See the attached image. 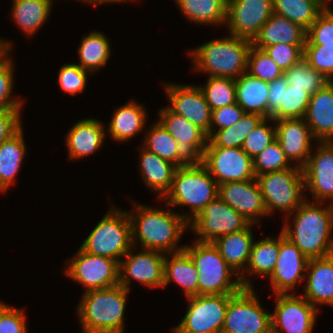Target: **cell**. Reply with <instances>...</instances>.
I'll list each match as a JSON object with an SVG mask.
<instances>
[{
	"label": "cell",
	"instance_id": "2e32d148",
	"mask_svg": "<svg viewBox=\"0 0 333 333\" xmlns=\"http://www.w3.org/2000/svg\"><path fill=\"white\" fill-rule=\"evenodd\" d=\"M134 248L119 262V285L130 291L134 279L149 288L163 287L165 254L149 249L133 254Z\"/></svg>",
	"mask_w": 333,
	"mask_h": 333
},
{
	"label": "cell",
	"instance_id": "60d3db41",
	"mask_svg": "<svg viewBox=\"0 0 333 333\" xmlns=\"http://www.w3.org/2000/svg\"><path fill=\"white\" fill-rule=\"evenodd\" d=\"M144 148L177 166V141L157 121L144 139Z\"/></svg>",
	"mask_w": 333,
	"mask_h": 333
},
{
	"label": "cell",
	"instance_id": "f907efd6",
	"mask_svg": "<svg viewBox=\"0 0 333 333\" xmlns=\"http://www.w3.org/2000/svg\"><path fill=\"white\" fill-rule=\"evenodd\" d=\"M304 47L305 45L277 43L266 46L263 50L285 72L292 65L303 59Z\"/></svg>",
	"mask_w": 333,
	"mask_h": 333
},
{
	"label": "cell",
	"instance_id": "d590c367",
	"mask_svg": "<svg viewBox=\"0 0 333 333\" xmlns=\"http://www.w3.org/2000/svg\"><path fill=\"white\" fill-rule=\"evenodd\" d=\"M108 40L107 36L100 31H93L88 36L85 35L78 48L80 60L78 65L89 73L105 66L111 55Z\"/></svg>",
	"mask_w": 333,
	"mask_h": 333
},
{
	"label": "cell",
	"instance_id": "f546056e",
	"mask_svg": "<svg viewBox=\"0 0 333 333\" xmlns=\"http://www.w3.org/2000/svg\"><path fill=\"white\" fill-rule=\"evenodd\" d=\"M146 109L135 100L118 107L109 122L108 131L117 142H127L146 126Z\"/></svg>",
	"mask_w": 333,
	"mask_h": 333
},
{
	"label": "cell",
	"instance_id": "6f0895ef",
	"mask_svg": "<svg viewBox=\"0 0 333 333\" xmlns=\"http://www.w3.org/2000/svg\"><path fill=\"white\" fill-rule=\"evenodd\" d=\"M10 42L6 41L5 39L0 38V58L6 54L8 51H11Z\"/></svg>",
	"mask_w": 333,
	"mask_h": 333
},
{
	"label": "cell",
	"instance_id": "484cf974",
	"mask_svg": "<svg viewBox=\"0 0 333 333\" xmlns=\"http://www.w3.org/2000/svg\"><path fill=\"white\" fill-rule=\"evenodd\" d=\"M102 123L97 119L88 118L73 125L68 131L65 143L69 160L87 157L101 148L106 139V129Z\"/></svg>",
	"mask_w": 333,
	"mask_h": 333
},
{
	"label": "cell",
	"instance_id": "5b68a950",
	"mask_svg": "<svg viewBox=\"0 0 333 333\" xmlns=\"http://www.w3.org/2000/svg\"><path fill=\"white\" fill-rule=\"evenodd\" d=\"M217 196L218 184L201 163L178 167L170 190L161 200L169 207L188 206L190 214H180L190 222Z\"/></svg>",
	"mask_w": 333,
	"mask_h": 333
},
{
	"label": "cell",
	"instance_id": "7a4b0ae2",
	"mask_svg": "<svg viewBox=\"0 0 333 333\" xmlns=\"http://www.w3.org/2000/svg\"><path fill=\"white\" fill-rule=\"evenodd\" d=\"M319 204L309 203L306 199L294 211V227L285 219L281 230L308 259L333 255V204L326 207H320Z\"/></svg>",
	"mask_w": 333,
	"mask_h": 333
},
{
	"label": "cell",
	"instance_id": "5bb4252c",
	"mask_svg": "<svg viewBox=\"0 0 333 333\" xmlns=\"http://www.w3.org/2000/svg\"><path fill=\"white\" fill-rule=\"evenodd\" d=\"M202 164L218 185L256 179L252 158L242 148L206 147Z\"/></svg>",
	"mask_w": 333,
	"mask_h": 333
},
{
	"label": "cell",
	"instance_id": "7bdbcfd3",
	"mask_svg": "<svg viewBox=\"0 0 333 333\" xmlns=\"http://www.w3.org/2000/svg\"><path fill=\"white\" fill-rule=\"evenodd\" d=\"M255 176L268 172L291 168L292 163L286 158L280 143L275 139L262 152L252 158Z\"/></svg>",
	"mask_w": 333,
	"mask_h": 333
},
{
	"label": "cell",
	"instance_id": "8992f818",
	"mask_svg": "<svg viewBox=\"0 0 333 333\" xmlns=\"http://www.w3.org/2000/svg\"><path fill=\"white\" fill-rule=\"evenodd\" d=\"M184 250L198 271V295L236 294L243 288L239 275L212 242L194 241L193 246L185 245ZM232 276L236 279L233 280Z\"/></svg>",
	"mask_w": 333,
	"mask_h": 333
},
{
	"label": "cell",
	"instance_id": "4fadbf2b",
	"mask_svg": "<svg viewBox=\"0 0 333 333\" xmlns=\"http://www.w3.org/2000/svg\"><path fill=\"white\" fill-rule=\"evenodd\" d=\"M65 275L81 283L86 290L104 289L119 284V262L109 257L82 251L67 261Z\"/></svg>",
	"mask_w": 333,
	"mask_h": 333
},
{
	"label": "cell",
	"instance_id": "44dd1931",
	"mask_svg": "<svg viewBox=\"0 0 333 333\" xmlns=\"http://www.w3.org/2000/svg\"><path fill=\"white\" fill-rule=\"evenodd\" d=\"M218 196L250 224L259 222V216H268L256 179L221 183L218 185Z\"/></svg>",
	"mask_w": 333,
	"mask_h": 333
},
{
	"label": "cell",
	"instance_id": "ac0fdd59",
	"mask_svg": "<svg viewBox=\"0 0 333 333\" xmlns=\"http://www.w3.org/2000/svg\"><path fill=\"white\" fill-rule=\"evenodd\" d=\"M164 87L169 108L202 129L209 138L212 110L199 86L165 83Z\"/></svg>",
	"mask_w": 333,
	"mask_h": 333
},
{
	"label": "cell",
	"instance_id": "f5cc1de1",
	"mask_svg": "<svg viewBox=\"0 0 333 333\" xmlns=\"http://www.w3.org/2000/svg\"><path fill=\"white\" fill-rule=\"evenodd\" d=\"M244 113V110L237 103L212 110L210 136L215 131L214 125L218 127V130L229 128L236 124Z\"/></svg>",
	"mask_w": 333,
	"mask_h": 333
},
{
	"label": "cell",
	"instance_id": "680465c9",
	"mask_svg": "<svg viewBox=\"0 0 333 333\" xmlns=\"http://www.w3.org/2000/svg\"><path fill=\"white\" fill-rule=\"evenodd\" d=\"M329 0H318V2L324 7V8H330L331 6H328Z\"/></svg>",
	"mask_w": 333,
	"mask_h": 333
},
{
	"label": "cell",
	"instance_id": "cb8c5ba5",
	"mask_svg": "<svg viewBox=\"0 0 333 333\" xmlns=\"http://www.w3.org/2000/svg\"><path fill=\"white\" fill-rule=\"evenodd\" d=\"M304 119L315 141H333V81L311 95Z\"/></svg>",
	"mask_w": 333,
	"mask_h": 333
},
{
	"label": "cell",
	"instance_id": "83f0119b",
	"mask_svg": "<svg viewBox=\"0 0 333 333\" xmlns=\"http://www.w3.org/2000/svg\"><path fill=\"white\" fill-rule=\"evenodd\" d=\"M139 169L144 183L162 199L170 190L177 166L141 147Z\"/></svg>",
	"mask_w": 333,
	"mask_h": 333
},
{
	"label": "cell",
	"instance_id": "9c48e42d",
	"mask_svg": "<svg viewBox=\"0 0 333 333\" xmlns=\"http://www.w3.org/2000/svg\"><path fill=\"white\" fill-rule=\"evenodd\" d=\"M271 313L259 303L253 288H242L228 302L221 333H268Z\"/></svg>",
	"mask_w": 333,
	"mask_h": 333
},
{
	"label": "cell",
	"instance_id": "816d5d0a",
	"mask_svg": "<svg viewBox=\"0 0 333 333\" xmlns=\"http://www.w3.org/2000/svg\"><path fill=\"white\" fill-rule=\"evenodd\" d=\"M0 333H27L23 309L0 302Z\"/></svg>",
	"mask_w": 333,
	"mask_h": 333
},
{
	"label": "cell",
	"instance_id": "d6986e66",
	"mask_svg": "<svg viewBox=\"0 0 333 333\" xmlns=\"http://www.w3.org/2000/svg\"><path fill=\"white\" fill-rule=\"evenodd\" d=\"M315 154H310L302 168L305 191H310L316 202L331 200L333 204V141L316 142Z\"/></svg>",
	"mask_w": 333,
	"mask_h": 333
},
{
	"label": "cell",
	"instance_id": "ba28073f",
	"mask_svg": "<svg viewBox=\"0 0 333 333\" xmlns=\"http://www.w3.org/2000/svg\"><path fill=\"white\" fill-rule=\"evenodd\" d=\"M268 215L278 209L286 213V219L306 199L303 169L291 168L268 172L256 177ZM305 196V197H304Z\"/></svg>",
	"mask_w": 333,
	"mask_h": 333
},
{
	"label": "cell",
	"instance_id": "7402d4cb",
	"mask_svg": "<svg viewBox=\"0 0 333 333\" xmlns=\"http://www.w3.org/2000/svg\"><path fill=\"white\" fill-rule=\"evenodd\" d=\"M276 139L289 162L303 168L311 154L314 137L304 118L274 120Z\"/></svg>",
	"mask_w": 333,
	"mask_h": 333
},
{
	"label": "cell",
	"instance_id": "8fae6325",
	"mask_svg": "<svg viewBox=\"0 0 333 333\" xmlns=\"http://www.w3.org/2000/svg\"><path fill=\"white\" fill-rule=\"evenodd\" d=\"M158 115H160L158 122L178 143L177 167L201 164L208 143L207 134L169 107L161 108Z\"/></svg>",
	"mask_w": 333,
	"mask_h": 333
},
{
	"label": "cell",
	"instance_id": "ab89813d",
	"mask_svg": "<svg viewBox=\"0 0 333 333\" xmlns=\"http://www.w3.org/2000/svg\"><path fill=\"white\" fill-rule=\"evenodd\" d=\"M211 110L236 103L235 80L223 77H209L207 83L199 85Z\"/></svg>",
	"mask_w": 333,
	"mask_h": 333
},
{
	"label": "cell",
	"instance_id": "9a60e30c",
	"mask_svg": "<svg viewBox=\"0 0 333 333\" xmlns=\"http://www.w3.org/2000/svg\"><path fill=\"white\" fill-rule=\"evenodd\" d=\"M276 308L271 314L272 330L276 333H312L318 308L304 297L276 294ZM281 331V332H280Z\"/></svg>",
	"mask_w": 333,
	"mask_h": 333
},
{
	"label": "cell",
	"instance_id": "91938a15",
	"mask_svg": "<svg viewBox=\"0 0 333 333\" xmlns=\"http://www.w3.org/2000/svg\"><path fill=\"white\" fill-rule=\"evenodd\" d=\"M268 333H276L275 331H273L272 329L268 332Z\"/></svg>",
	"mask_w": 333,
	"mask_h": 333
},
{
	"label": "cell",
	"instance_id": "11a10c76",
	"mask_svg": "<svg viewBox=\"0 0 333 333\" xmlns=\"http://www.w3.org/2000/svg\"><path fill=\"white\" fill-rule=\"evenodd\" d=\"M284 84H287L284 75L268 82L267 118H271L283 103Z\"/></svg>",
	"mask_w": 333,
	"mask_h": 333
},
{
	"label": "cell",
	"instance_id": "c3c4849f",
	"mask_svg": "<svg viewBox=\"0 0 333 333\" xmlns=\"http://www.w3.org/2000/svg\"><path fill=\"white\" fill-rule=\"evenodd\" d=\"M305 44H322L333 47V11L325 8L306 32Z\"/></svg>",
	"mask_w": 333,
	"mask_h": 333
},
{
	"label": "cell",
	"instance_id": "681fc988",
	"mask_svg": "<svg viewBox=\"0 0 333 333\" xmlns=\"http://www.w3.org/2000/svg\"><path fill=\"white\" fill-rule=\"evenodd\" d=\"M78 63L64 64L58 74L60 88L70 95L82 93L87 84V73Z\"/></svg>",
	"mask_w": 333,
	"mask_h": 333
},
{
	"label": "cell",
	"instance_id": "277c9868",
	"mask_svg": "<svg viewBox=\"0 0 333 333\" xmlns=\"http://www.w3.org/2000/svg\"><path fill=\"white\" fill-rule=\"evenodd\" d=\"M251 45V41L229 34L189 52L196 71L208 73L210 77L235 80L247 71Z\"/></svg>",
	"mask_w": 333,
	"mask_h": 333
},
{
	"label": "cell",
	"instance_id": "52a82bcc",
	"mask_svg": "<svg viewBox=\"0 0 333 333\" xmlns=\"http://www.w3.org/2000/svg\"><path fill=\"white\" fill-rule=\"evenodd\" d=\"M133 247L128 211L115 206L99 221L80 249L92 255L121 261Z\"/></svg>",
	"mask_w": 333,
	"mask_h": 333
},
{
	"label": "cell",
	"instance_id": "4dcf8cb0",
	"mask_svg": "<svg viewBox=\"0 0 333 333\" xmlns=\"http://www.w3.org/2000/svg\"><path fill=\"white\" fill-rule=\"evenodd\" d=\"M236 103L245 113H256L267 118L268 82L247 71L235 79Z\"/></svg>",
	"mask_w": 333,
	"mask_h": 333
},
{
	"label": "cell",
	"instance_id": "b9f144b4",
	"mask_svg": "<svg viewBox=\"0 0 333 333\" xmlns=\"http://www.w3.org/2000/svg\"><path fill=\"white\" fill-rule=\"evenodd\" d=\"M311 95L304 89L292 88L284 84L283 103L271 115L273 120L304 118Z\"/></svg>",
	"mask_w": 333,
	"mask_h": 333
},
{
	"label": "cell",
	"instance_id": "8d00e7d4",
	"mask_svg": "<svg viewBox=\"0 0 333 333\" xmlns=\"http://www.w3.org/2000/svg\"><path fill=\"white\" fill-rule=\"evenodd\" d=\"M324 9L318 0H273V13L284 16L306 31Z\"/></svg>",
	"mask_w": 333,
	"mask_h": 333
},
{
	"label": "cell",
	"instance_id": "f35d334b",
	"mask_svg": "<svg viewBox=\"0 0 333 333\" xmlns=\"http://www.w3.org/2000/svg\"><path fill=\"white\" fill-rule=\"evenodd\" d=\"M283 75L292 88L304 89L310 95L330 82L322 73L309 66L304 58L292 65Z\"/></svg>",
	"mask_w": 333,
	"mask_h": 333
},
{
	"label": "cell",
	"instance_id": "4316f807",
	"mask_svg": "<svg viewBox=\"0 0 333 333\" xmlns=\"http://www.w3.org/2000/svg\"><path fill=\"white\" fill-rule=\"evenodd\" d=\"M306 32L300 25L284 16L272 13L251 43L252 46L262 50L277 43L305 45Z\"/></svg>",
	"mask_w": 333,
	"mask_h": 333
},
{
	"label": "cell",
	"instance_id": "ee69618b",
	"mask_svg": "<svg viewBox=\"0 0 333 333\" xmlns=\"http://www.w3.org/2000/svg\"><path fill=\"white\" fill-rule=\"evenodd\" d=\"M247 72L266 82H271L284 74L264 50L252 45L248 53Z\"/></svg>",
	"mask_w": 333,
	"mask_h": 333
},
{
	"label": "cell",
	"instance_id": "74e56055",
	"mask_svg": "<svg viewBox=\"0 0 333 333\" xmlns=\"http://www.w3.org/2000/svg\"><path fill=\"white\" fill-rule=\"evenodd\" d=\"M279 255V237H267L253 241L249 263L246 270L249 275L259 274L268 277L272 274ZM251 273V274H250Z\"/></svg>",
	"mask_w": 333,
	"mask_h": 333
},
{
	"label": "cell",
	"instance_id": "836d02e7",
	"mask_svg": "<svg viewBox=\"0 0 333 333\" xmlns=\"http://www.w3.org/2000/svg\"><path fill=\"white\" fill-rule=\"evenodd\" d=\"M187 21L197 24H226L227 0H175Z\"/></svg>",
	"mask_w": 333,
	"mask_h": 333
},
{
	"label": "cell",
	"instance_id": "1f68e13d",
	"mask_svg": "<svg viewBox=\"0 0 333 333\" xmlns=\"http://www.w3.org/2000/svg\"><path fill=\"white\" fill-rule=\"evenodd\" d=\"M22 127L0 144V192L6 191L20 170L26 153Z\"/></svg>",
	"mask_w": 333,
	"mask_h": 333
},
{
	"label": "cell",
	"instance_id": "3957f363",
	"mask_svg": "<svg viewBox=\"0 0 333 333\" xmlns=\"http://www.w3.org/2000/svg\"><path fill=\"white\" fill-rule=\"evenodd\" d=\"M129 292L119 284L85 291L77 307L83 333H124Z\"/></svg>",
	"mask_w": 333,
	"mask_h": 333
},
{
	"label": "cell",
	"instance_id": "db71d44e",
	"mask_svg": "<svg viewBox=\"0 0 333 333\" xmlns=\"http://www.w3.org/2000/svg\"><path fill=\"white\" fill-rule=\"evenodd\" d=\"M20 113L21 109L0 110V144L22 127Z\"/></svg>",
	"mask_w": 333,
	"mask_h": 333
},
{
	"label": "cell",
	"instance_id": "603a6c76",
	"mask_svg": "<svg viewBox=\"0 0 333 333\" xmlns=\"http://www.w3.org/2000/svg\"><path fill=\"white\" fill-rule=\"evenodd\" d=\"M252 225L250 224L242 231L220 236L212 242L227 264L239 275L243 288H253L250 279L248 280L247 275H243L242 272L243 270L245 272L249 263L251 247L254 241Z\"/></svg>",
	"mask_w": 333,
	"mask_h": 333
},
{
	"label": "cell",
	"instance_id": "6da1fadb",
	"mask_svg": "<svg viewBox=\"0 0 333 333\" xmlns=\"http://www.w3.org/2000/svg\"><path fill=\"white\" fill-rule=\"evenodd\" d=\"M136 213L129 212L131 223L132 243H141L142 249L171 254L183 251L185 245L177 247L181 235L189 227V222L181 214L134 204Z\"/></svg>",
	"mask_w": 333,
	"mask_h": 333
},
{
	"label": "cell",
	"instance_id": "e0dca14e",
	"mask_svg": "<svg viewBox=\"0 0 333 333\" xmlns=\"http://www.w3.org/2000/svg\"><path fill=\"white\" fill-rule=\"evenodd\" d=\"M273 13V0H227L226 26L231 35L253 41Z\"/></svg>",
	"mask_w": 333,
	"mask_h": 333
},
{
	"label": "cell",
	"instance_id": "e575fe53",
	"mask_svg": "<svg viewBox=\"0 0 333 333\" xmlns=\"http://www.w3.org/2000/svg\"><path fill=\"white\" fill-rule=\"evenodd\" d=\"M263 119L256 113H244L236 124L214 132L206 147L242 148L245 138Z\"/></svg>",
	"mask_w": 333,
	"mask_h": 333
},
{
	"label": "cell",
	"instance_id": "ffe728a7",
	"mask_svg": "<svg viewBox=\"0 0 333 333\" xmlns=\"http://www.w3.org/2000/svg\"><path fill=\"white\" fill-rule=\"evenodd\" d=\"M308 258L287 239L281 231L279 234V255L275 268L269 276L275 294H289L295 285L305 279Z\"/></svg>",
	"mask_w": 333,
	"mask_h": 333
},
{
	"label": "cell",
	"instance_id": "f6af8a7d",
	"mask_svg": "<svg viewBox=\"0 0 333 333\" xmlns=\"http://www.w3.org/2000/svg\"><path fill=\"white\" fill-rule=\"evenodd\" d=\"M8 51L0 58V110L6 109H22L24 101L21 99H12V91L14 87V63L10 58Z\"/></svg>",
	"mask_w": 333,
	"mask_h": 333
},
{
	"label": "cell",
	"instance_id": "d4e9b609",
	"mask_svg": "<svg viewBox=\"0 0 333 333\" xmlns=\"http://www.w3.org/2000/svg\"><path fill=\"white\" fill-rule=\"evenodd\" d=\"M304 297L314 307L317 304L333 306V255L309 259Z\"/></svg>",
	"mask_w": 333,
	"mask_h": 333
},
{
	"label": "cell",
	"instance_id": "30bf717a",
	"mask_svg": "<svg viewBox=\"0 0 333 333\" xmlns=\"http://www.w3.org/2000/svg\"><path fill=\"white\" fill-rule=\"evenodd\" d=\"M234 294L195 295L187 297L184 318L174 333H221L229 299Z\"/></svg>",
	"mask_w": 333,
	"mask_h": 333
},
{
	"label": "cell",
	"instance_id": "9f6ffc18",
	"mask_svg": "<svg viewBox=\"0 0 333 333\" xmlns=\"http://www.w3.org/2000/svg\"><path fill=\"white\" fill-rule=\"evenodd\" d=\"M78 1V0H76ZM79 1H83V2H87L89 4H92V5H97V4H105V3H118V2H126L127 0H79ZM130 1V0H129Z\"/></svg>",
	"mask_w": 333,
	"mask_h": 333
},
{
	"label": "cell",
	"instance_id": "bcb514c9",
	"mask_svg": "<svg viewBox=\"0 0 333 333\" xmlns=\"http://www.w3.org/2000/svg\"><path fill=\"white\" fill-rule=\"evenodd\" d=\"M303 58L308 65L333 81V47L322 44H305Z\"/></svg>",
	"mask_w": 333,
	"mask_h": 333
},
{
	"label": "cell",
	"instance_id": "f1b7e54d",
	"mask_svg": "<svg viewBox=\"0 0 333 333\" xmlns=\"http://www.w3.org/2000/svg\"><path fill=\"white\" fill-rule=\"evenodd\" d=\"M166 255L163 287L174 281L184 289L186 297L198 295L199 275L190 255L185 250Z\"/></svg>",
	"mask_w": 333,
	"mask_h": 333
},
{
	"label": "cell",
	"instance_id": "d6a6232c",
	"mask_svg": "<svg viewBox=\"0 0 333 333\" xmlns=\"http://www.w3.org/2000/svg\"><path fill=\"white\" fill-rule=\"evenodd\" d=\"M52 3V0H13V20L24 33L32 36L47 21Z\"/></svg>",
	"mask_w": 333,
	"mask_h": 333
},
{
	"label": "cell",
	"instance_id": "7c38bea8",
	"mask_svg": "<svg viewBox=\"0 0 333 333\" xmlns=\"http://www.w3.org/2000/svg\"><path fill=\"white\" fill-rule=\"evenodd\" d=\"M250 223L219 196L212 200L193 220L189 227L199 235L195 241L213 242L220 236L246 229Z\"/></svg>",
	"mask_w": 333,
	"mask_h": 333
},
{
	"label": "cell",
	"instance_id": "7dc6e473",
	"mask_svg": "<svg viewBox=\"0 0 333 333\" xmlns=\"http://www.w3.org/2000/svg\"><path fill=\"white\" fill-rule=\"evenodd\" d=\"M272 118H264L256 128L245 138L242 149L251 157H255L264 148L276 139L275 126H268V121Z\"/></svg>",
	"mask_w": 333,
	"mask_h": 333
}]
</instances>
